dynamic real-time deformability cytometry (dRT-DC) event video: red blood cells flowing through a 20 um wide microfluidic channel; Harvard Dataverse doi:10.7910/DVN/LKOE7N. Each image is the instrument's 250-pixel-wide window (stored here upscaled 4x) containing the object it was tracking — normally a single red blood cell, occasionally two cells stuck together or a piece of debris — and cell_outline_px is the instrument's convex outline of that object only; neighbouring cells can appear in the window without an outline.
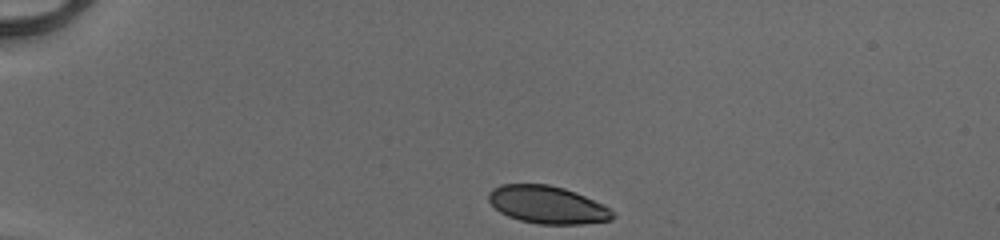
{"species": "human", "species_latin": "Homo sapiens", "temperature_condition": "cold", "stored_images_in_passage": 34, "camera_frame_rate_fps": 3000, "um_per_image_px": 0.085, "donor": {"sex": "male"}, "frame": {"image": 1, "passage_image": 1, "time_ms": 0.0, "image_size_px": [1000, 240], "cell_outline_px": [[616, 216], [612, 220], [584, 224], [536, 224], [520, 220], [508, 216], [500, 212], [488, 200], [488, 192], [492, 188], [500, 184], [548, 184], [564, 188], [576, 192], [604, 204]], "centroid_in_image_um": [46.53, 17.4], "position_along_channel_um": 38.5, "area_um2": 27.4}}
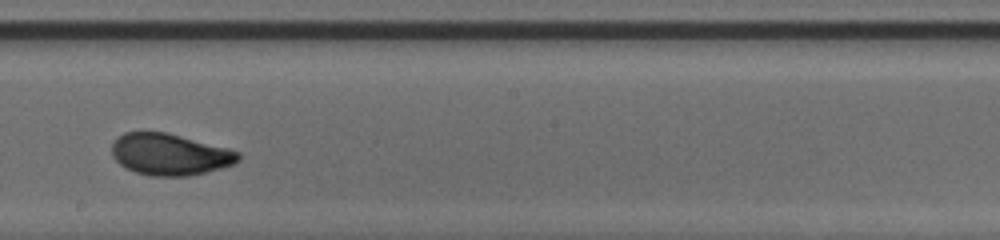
{"frame": {"image": 2, "passage_image": 20, "time_ms": 6.333, "image_size_px": [1000, 240], "cell_outline_px": [[240, 160], [236, 164], [188, 176], [152, 176], [136, 172], [124, 168], [112, 156], [112, 140], [116, 136], [124, 132], [168, 132], [228, 148], [240, 152]], "centroid_in_image_um": [14.42, 13.11], "position_along_channel_um": 233.8, "area_um2": 30.92}}
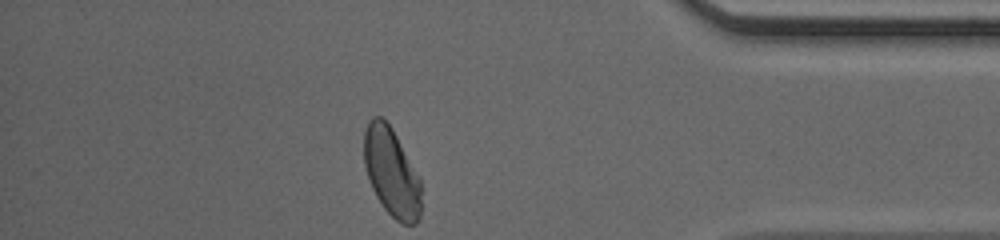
{"frame": {"image": 3, "passage_image": 34, "time_ms": 11.0, "image_size_px": [1000, 240], "cell_outline_px": [[420, 216], [416, 224], [404, 224], [396, 220], [384, 208], [376, 196], [372, 188], [364, 164], [364, 132], [368, 120], [372, 116], [380, 116], [392, 128], [420, 180]], "centroid_in_image_um": [33.25, 14.64], "position_along_channel_um": 401.9, "area_um2": 29.07}, "authors_computed_cell_mechanics": {"area_um2": 30.056, "velocity_mm_per_s": 4.1075, "shape_relaxation_time_tau1_ms": 2.8165, "shape_relaxation_time_tau2_ms": 0.7835, "deformation_change_tau1": 0.1273, "deformation_change_tau2": 0.0463}}